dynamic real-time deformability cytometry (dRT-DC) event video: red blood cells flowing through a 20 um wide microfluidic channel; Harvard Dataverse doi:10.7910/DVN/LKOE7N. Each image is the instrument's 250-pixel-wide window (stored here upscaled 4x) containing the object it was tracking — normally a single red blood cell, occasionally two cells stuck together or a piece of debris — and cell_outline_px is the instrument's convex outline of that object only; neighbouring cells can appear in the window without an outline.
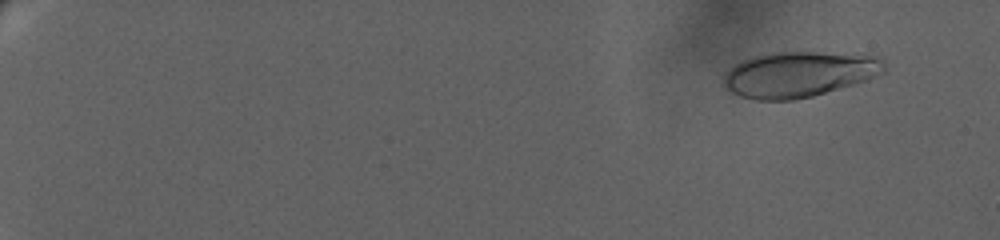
{"species": "human", "species_latin": "Homo sapiens", "temperature_condition": "warm", "stored_images_in_passage": 21, "camera_frame_rate_fps": 3000, "um_per_image_px": 0.085, "donor": {"sex": "female"}, "frame": {"image": 1, "passage_image": 3, "time_ms": 1.667, "image_size_px": [1000, 240], "cell_outline_px": [[884, 72], [868, 80], [812, 96], [796, 100], [756, 100], [740, 96], [732, 92], [724, 84], [724, 76], [736, 64], [752, 56], [768, 52], [868, 52], [884, 56]], "centroid_in_image_um": [68.05, 6.27], "position_along_channel_um": 17.0, "area_um2": 43.41}}
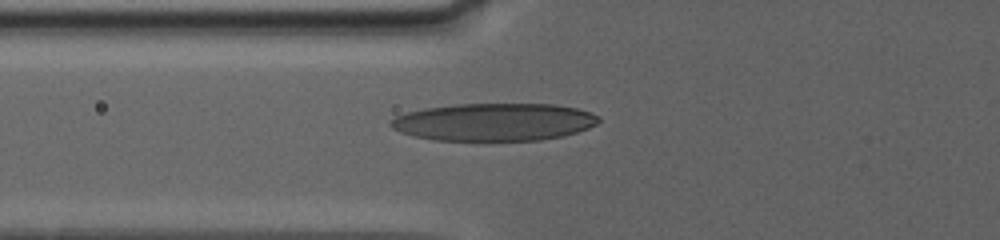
{"frame": {"image": 2, "passage_image": 19, "time_ms": 10.333, "image_size_px": [1000, 240], "cell_outline_px": [[600, 120], [596, 124], [588, 128], [564, 136], [540, 140], [436, 140], [412, 136], [400, 132], [392, 128], [388, 124], [396, 116], [408, 112], [424, 108], [456, 104], [552, 104], [576, 108], [592, 112], [600, 116]], "centroid_in_image_um": [42.01, 10.37], "position_along_channel_um": 83.8, "area_um2": 45.66}}
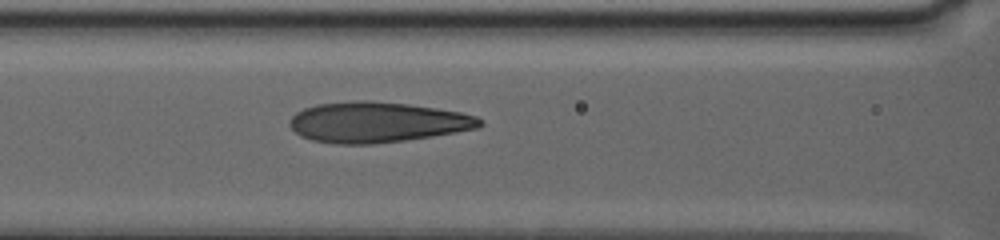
{"frame": {"image": 3, "passage_image": 21, "time_ms": 12.0, "image_size_px": [1000, 240], "cell_outline_px": [[484, 124], [476, 128], [456, 132], [432, 136], [404, 140], [372, 144], [336, 144], [312, 140], [300, 136], [288, 124], [288, 120], [296, 112], [304, 108], [316, 104], [368, 100], [372, 100], [408, 104], [436, 108], [460, 112], [476, 116], [484, 120]], "centroid_in_image_um": [32.05, 10.39], "position_along_channel_um": 134.6, "area_um2": 44.85}}